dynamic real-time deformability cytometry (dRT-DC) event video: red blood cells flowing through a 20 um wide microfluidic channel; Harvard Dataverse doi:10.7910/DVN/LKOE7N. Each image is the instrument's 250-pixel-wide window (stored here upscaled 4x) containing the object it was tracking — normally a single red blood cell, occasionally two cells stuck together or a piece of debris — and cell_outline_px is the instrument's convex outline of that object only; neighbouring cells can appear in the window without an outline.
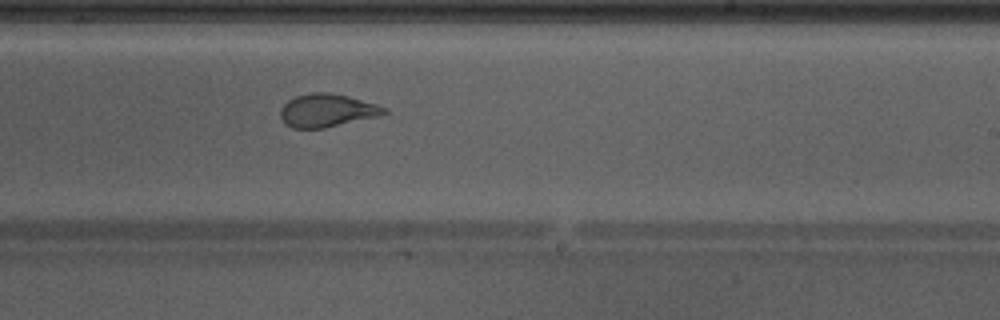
{"species": "Egyptian fruit bat (a non-hibernating species)", "species_latin": "Rousettus aegyptiacus", "temperature_condition": "warm", "stored_images_in_passage": 32, "camera_frame_rate_fps": 3000, "um_per_image_px": 0.085, "animal": {"sex": "male"}, "frame": {"image": 1, "passage_image": 14, "time_ms": 4.333, "image_size_px": [1000, 320], "cell_outline_px": [[388, 112], [376, 116], [324, 128], [292, 128], [280, 116], [280, 108], [288, 100], [296, 96], [312, 92], [328, 92], [348, 96], [376, 104], [388, 108]], "centroid_in_image_um": [27.78, 9.37], "position_along_channel_um": 261.2, "area_um2": 19.71}}